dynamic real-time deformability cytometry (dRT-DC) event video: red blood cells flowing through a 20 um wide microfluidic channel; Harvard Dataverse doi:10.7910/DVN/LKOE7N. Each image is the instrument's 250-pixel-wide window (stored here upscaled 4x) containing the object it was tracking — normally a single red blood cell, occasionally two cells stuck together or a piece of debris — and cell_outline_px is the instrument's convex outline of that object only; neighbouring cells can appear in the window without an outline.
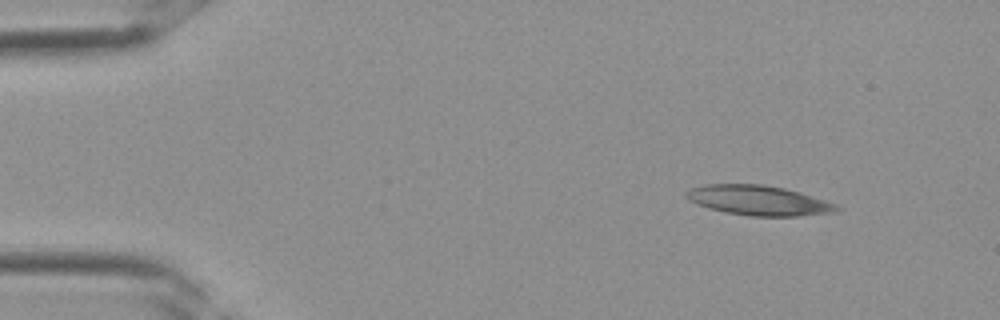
{"species": "Egyptian fruit bat (a non-hibernating species)", "species_latin": "Rousettus aegyptiacus", "temperature_condition": "room temperature", "stored_images_in_passage": 3, "camera_frame_rate_fps": 3000, "um_per_image_px": 0.085, "frame": {"image": 1, "passage_image": 1, "time_ms": 0.0, "image_size_px": [1000, 320], "cell_outline_px": [[840, 208], [836, 212], [796, 216], [748, 216], [724, 212], [708, 208], [696, 204], [688, 200], [684, 192], [692, 188], [704, 184], [764, 184], [784, 188], [800, 192], [836, 204]], "centroid_in_image_um": [64.44, 17.03], "position_along_channel_um": 20.6, "area_um2": 26.24}}
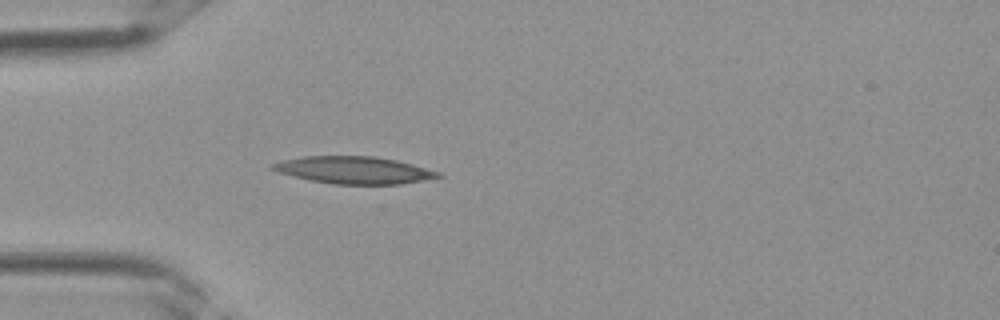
{"frame": {"image": 2, "passage_image": 3, "time_ms": 0.667, "image_size_px": [1000, 320], "cell_outline_px": [[444, 176], [400, 184], [336, 184], [312, 180], [292, 176], [268, 168], [272, 164], [280, 160], [304, 156], [376, 156], [396, 160], [412, 164], [440, 172]], "centroid_in_image_um": [30.07, 14.45], "position_along_channel_um": 54.9, "area_um2": 26.13}}